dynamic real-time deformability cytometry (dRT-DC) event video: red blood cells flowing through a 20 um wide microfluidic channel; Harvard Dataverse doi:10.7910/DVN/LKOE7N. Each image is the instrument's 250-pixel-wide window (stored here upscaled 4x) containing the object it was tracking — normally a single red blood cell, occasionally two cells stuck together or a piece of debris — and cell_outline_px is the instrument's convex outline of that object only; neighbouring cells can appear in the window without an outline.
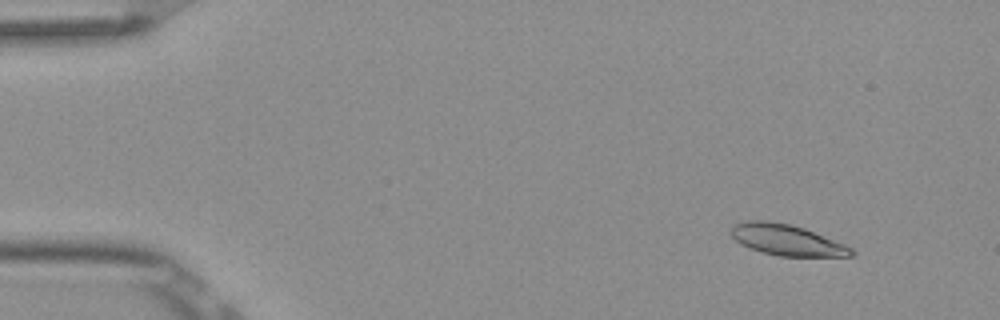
{"species": "Egyptian fruit bat (a non-hibernating species)", "species_latin": "Rousettus aegyptiacus", "temperature_condition": "room temperature", "stored_images_in_passage": 5, "camera_frame_rate_fps": 3000, "um_per_image_px": 0.085, "frame": {"image": 1, "passage_image": 2, "time_ms": 0.333, "image_size_px": [1000, 320], "cell_outline_px": [[856, 252], [852, 256], [780, 256], [764, 252], [740, 244], [728, 232], [736, 224], [748, 220], [764, 220], [788, 224], [804, 228], [844, 244], [852, 248]], "centroid_in_image_um": [66.87, 20.39], "position_along_channel_um": 18.1, "area_um2": 21.39}}